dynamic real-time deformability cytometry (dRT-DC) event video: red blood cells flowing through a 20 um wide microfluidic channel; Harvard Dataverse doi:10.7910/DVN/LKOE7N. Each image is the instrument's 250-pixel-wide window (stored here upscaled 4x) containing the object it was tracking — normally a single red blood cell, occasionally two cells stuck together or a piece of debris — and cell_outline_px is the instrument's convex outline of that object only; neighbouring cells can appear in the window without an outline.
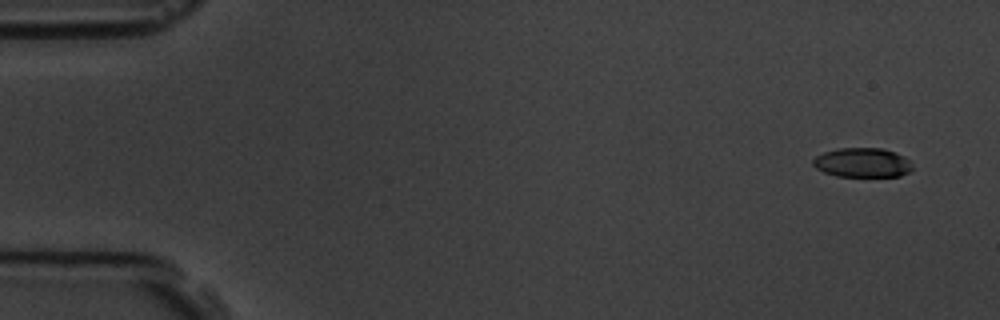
{"species": "common noctule bat (a hibernating species)", "species_latin": "Nyctalus noctula", "temperature_condition": "room temperature", "stored_images_in_passage": 6, "segment_of_instrument_passage": [1, 2], "camera_frame_rate_fps": 3000, "um_per_image_px": 0.085, "animal": {"sex": "male", "body_mass_g": 19.5, "forearm_length_mm": 54.6}, "frame": {"image": 1, "passage_image": 1, "time_ms": 0.0, "image_size_px": [1000, 320], "cell_outline_px": [[912, 168], [908, 172], [900, 176], [836, 176], [824, 172], [816, 168], [812, 164], [812, 160], [816, 156], [824, 152], [836, 148], [884, 148], [896, 152], [904, 156], [908, 160]], "centroid_in_image_um": [73.28, 13.81], "position_along_channel_um": 11.7, "area_um2": 17.05}}